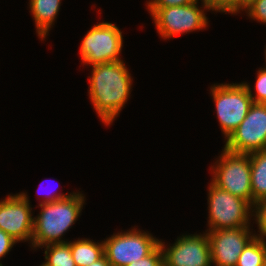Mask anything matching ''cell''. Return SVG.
<instances>
[{
	"label": "cell",
	"instance_id": "7",
	"mask_svg": "<svg viewBox=\"0 0 266 266\" xmlns=\"http://www.w3.org/2000/svg\"><path fill=\"white\" fill-rule=\"evenodd\" d=\"M122 46V32L115 24L102 22L94 25L85 35L80 46L82 63L95 65L121 61L119 55Z\"/></svg>",
	"mask_w": 266,
	"mask_h": 266
},
{
	"label": "cell",
	"instance_id": "1",
	"mask_svg": "<svg viewBox=\"0 0 266 266\" xmlns=\"http://www.w3.org/2000/svg\"><path fill=\"white\" fill-rule=\"evenodd\" d=\"M89 77L91 103L100 120L110 125L130 96L131 75L121 60L92 65V74Z\"/></svg>",
	"mask_w": 266,
	"mask_h": 266
},
{
	"label": "cell",
	"instance_id": "14",
	"mask_svg": "<svg viewBox=\"0 0 266 266\" xmlns=\"http://www.w3.org/2000/svg\"><path fill=\"white\" fill-rule=\"evenodd\" d=\"M252 206L266 199V150L250 153Z\"/></svg>",
	"mask_w": 266,
	"mask_h": 266
},
{
	"label": "cell",
	"instance_id": "8",
	"mask_svg": "<svg viewBox=\"0 0 266 266\" xmlns=\"http://www.w3.org/2000/svg\"><path fill=\"white\" fill-rule=\"evenodd\" d=\"M197 3L166 8H148L161 37L169 39L207 27L208 18L204 9L198 8Z\"/></svg>",
	"mask_w": 266,
	"mask_h": 266
},
{
	"label": "cell",
	"instance_id": "16",
	"mask_svg": "<svg viewBox=\"0 0 266 266\" xmlns=\"http://www.w3.org/2000/svg\"><path fill=\"white\" fill-rule=\"evenodd\" d=\"M236 266H266V241L255 236L239 255Z\"/></svg>",
	"mask_w": 266,
	"mask_h": 266
},
{
	"label": "cell",
	"instance_id": "13",
	"mask_svg": "<svg viewBox=\"0 0 266 266\" xmlns=\"http://www.w3.org/2000/svg\"><path fill=\"white\" fill-rule=\"evenodd\" d=\"M60 4L61 0H30L29 5L35 20L36 31L42 40L57 18Z\"/></svg>",
	"mask_w": 266,
	"mask_h": 266
},
{
	"label": "cell",
	"instance_id": "24",
	"mask_svg": "<svg viewBox=\"0 0 266 266\" xmlns=\"http://www.w3.org/2000/svg\"><path fill=\"white\" fill-rule=\"evenodd\" d=\"M17 243L10 235L0 229V259Z\"/></svg>",
	"mask_w": 266,
	"mask_h": 266
},
{
	"label": "cell",
	"instance_id": "5",
	"mask_svg": "<svg viewBox=\"0 0 266 266\" xmlns=\"http://www.w3.org/2000/svg\"><path fill=\"white\" fill-rule=\"evenodd\" d=\"M210 89L221 131L227 139L245 119L253 100L244 82L213 85Z\"/></svg>",
	"mask_w": 266,
	"mask_h": 266
},
{
	"label": "cell",
	"instance_id": "20",
	"mask_svg": "<svg viewBox=\"0 0 266 266\" xmlns=\"http://www.w3.org/2000/svg\"><path fill=\"white\" fill-rule=\"evenodd\" d=\"M253 216H255V221L258 224V229L260 234L256 235L257 237L266 239V199L258 201L253 210Z\"/></svg>",
	"mask_w": 266,
	"mask_h": 266
},
{
	"label": "cell",
	"instance_id": "9",
	"mask_svg": "<svg viewBox=\"0 0 266 266\" xmlns=\"http://www.w3.org/2000/svg\"><path fill=\"white\" fill-rule=\"evenodd\" d=\"M225 149L250 154L266 150V103H254L241 124L226 139Z\"/></svg>",
	"mask_w": 266,
	"mask_h": 266
},
{
	"label": "cell",
	"instance_id": "15",
	"mask_svg": "<svg viewBox=\"0 0 266 266\" xmlns=\"http://www.w3.org/2000/svg\"><path fill=\"white\" fill-rule=\"evenodd\" d=\"M70 250L76 266H89L104 255V244L89 239L69 241Z\"/></svg>",
	"mask_w": 266,
	"mask_h": 266
},
{
	"label": "cell",
	"instance_id": "6",
	"mask_svg": "<svg viewBox=\"0 0 266 266\" xmlns=\"http://www.w3.org/2000/svg\"><path fill=\"white\" fill-rule=\"evenodd\" d=\"M103 244L104 255L111 266H127L150 255L160 245V240L133 228L113 234Z\"/></svg>",
	"mask_w": 266,
	"mask_h": 266
},
{
	"label": "cell",
	"instance_id": "12",
	"mask_svg": "<svg viewBox=\"0 0 266 266\" xmlns=\"http://www.w3.org/2000/svg\"><path fill=\"white\" fill-rule=\"evenodd\" d=\"M250 227L206 231L210 244L211 263L215 266H236L239 255L256 236Z\"/></svg>",
	"mask_w": 266,
	"mask_h": 266
},
{
	"label": "cell",
	"instance_id": "2",
	"mask_svg": "<svg viewBox=\"0 0 266 266\" xmlns=\"http://www.w3.org/2000/svg\"><path fill=\"white\" fill-rule=\"evenodd\" d=\"M84 202V196L80 192L55 193L45 197L39 204V215L34 217L32 247L36 249L51 243L67 242L61 240V237L79 217Z\"/></svg>",
	"mask_w": 266,
	"mask_h": 266
},
{
	"label": "cell",
	"instance_id": "17",
	"mask_svg": "<svg viewBox=\"0 0 266 266\" xmlns=\"http://www.w3.org/2000/svg\"><path fill=\"white\" fill-rule=\"evenodd\" d=\"M45 263L48 266H76L68 242L44 245Z\"/></svg>",
	"mask_w": 266,
	"mask_h": 266
},
{
	"label": "cell",
	"instance_id": "18",
	"mask_svg": "<svg viewBox=\"0 0 266 266\" xmlns=\"http://www.w3.org/2000/svg\"><path fill=\"white\" fill-rule=\"evenodd\" d=\"M204 9L217 11V12H228L238 13L239 12V0H201Z\"/></svg>",
	"mask_w": 266,
	"mask_h": 266
},
{
	"label": "cell",
	"instance_id": "10",
	"mask_svg": "<svg viewBox=\"0 0 266 266\" xmlns=\"http://www.w3.org/2000/svg\"><path fill=\"white\" fill-rule=\"evenodd\" d=\"M28 195L19 193L9 195L0 201V229L17 242L31 241L34 228V217Z\"/></svg>",
	"mask_w": 266,
	"mask_h": 266
},
{
	"label": "cell",
	"instance_id": "11",
	"mask_svg": "<svg viewBox=\"0 0 266 266\" xmlns=\"http://www.w3.org/2000/svg\"><path fill=\"white\" fill-rule=\"evenodd\" d=\"M160 246L163 251V262L167 266H211L212 264L207 233L182 235L168 248L160 241Z\"/></svg>",
	"mask_w": 266,
	"mask_h": 266
},
{
	"label": "cell",
	"instance_id": "23",
	"mask_svg": "<svg viewBox=\"0 0 266 266\" xmlns=\"http://www.w3.org/2000/svg\"><path fill=\"white\" fill-rule=\"evenodd\" d=\"M198 2V0H150L147 2L148 8H166L173 6H182Z\"/></svg>",
	"mask_w": 266,
	"mask_h": 266
},
{
	"label": "cell",
	"instance_id": "26",
	"mask_svg": "<svg viewBox=\"0 0 266 266\" xmlns=\"http://www.w3.org/2000/svg\"><path fill=\"white\" fill-rule=\"evenodd\" d=\"M254 0H239V12L243 11L248 5H250Z\"/></svg>",
	"mask_w": 266,
	"mask_h": 266
},
{
	"label": "cell",
	"instance_id": "25",
	"mask_svg": "<svg viewBox=\"0 0 266 266\" xmlns=\"http://www.w3.org/2000/svg\"><path fill=\"white\" fill-rule=\"evenodd\" d=\"M89 266H111V264L109 263V261L106 258V256L103 255L100 259H98L97 261L93 262Z\"/></svg>",
	"mask_w": 266,
	"mask_h": 266
},
{
	"label": "cell",
	"instance_id": "27",
	"mask_svg": "<svg viewBox=\"0 0 266 266\" xmlns=\"http://www.w3.org/2000/svg\"><path fill=\"white\" fill-rule=\"evenodd\" d=\"M40 266H48V265L44 262Z\"/></svg>",
	"mask_w": 266,
	"mask_h": 266
},
{
	"label": "cell",
	"instance_id": "19",
	"mask_svg": "<svg viewBox=\"0 0 266 266\" xmlns=\"http://www.w3.org/2000/svg\"><path fill=\"white\" fill-rule=\"evenodd\" d=\"M248 89L249 95L254 103H266V69L261 68L257 73V79L255 82V92L254 96L251 91V87L244 83Z\"/></svg>",
	"mask_w": 266,
	"mask_h": 266
},
{
	"label": "cell",
	"instance_id": "21",
	"mask_svg": "<svg viewBox=\"0 0 266 266\" xmlns=\"http://www.w3.org/2000/svg\"><path fill=\"white\" fill-rule=\"evenodd\" d=\"M244 11L250 18L266 24V0H254Z\"/></svg>",
	"mask_w": 266,
	"mask_h": 266
},
{
	"label": "cell",
	"instance_id": "4",
	"mask_svg": "<svg viewBox=\"0 0 266 266\" xmlns=\"http://www.w3.org/2000/svg\"><path fill=\"white\" fill-rule=\"evenodd\" d=\"M215 165L212 166V182L252 205L250 154L234 153L224 148Z\"/></svg>",
	"mask_w": 266,
	"mask_h": 266
},
{
	"label": "cell",
	"instance_id": "22",
	"mask_svg": "<svg viewBox=\"0 0 266 266\" xmlns=\"http://www.w3.org/2000/svg\"><path fill=\"white\" fill-rule=\"evenodd\" d=\"M163 262V251L159 245L150 255L138 260L137 262H132L127 266H160Z\"/></svg>",
	"mask_w": 266,
	"mask_h": 266
},
{
	"label": "cell",
	"instance_id": "3",
	"mask_svg": "<svg viewBox=\"0 0 266 266\" xmlns=\"http://www.w3.org/2000/svg\"><path fill=\"white\" fill-rule=\"evenodd\" d=\"M208 190L209 231L250 227L249 217L253 216L254 207L247 200L219 188L212 181Z\"/></svg>",
	"mask_w": 266,
	"mask_h": 266
},
{
	"label": "cell",
	"instance_id": "28",
	"mask_svg": "<svg viewBox=\"0 0 266 266\" xmlns=\"http://www.w3.org/2000/svg\"><path fill=\"white\" fill-rule=\"evenodd\" d=\"M160 266H167V265L164 262H162Z\"/></svg>",
	"mask_w": 266,
	"mask_h": 266
}]
</instances>
